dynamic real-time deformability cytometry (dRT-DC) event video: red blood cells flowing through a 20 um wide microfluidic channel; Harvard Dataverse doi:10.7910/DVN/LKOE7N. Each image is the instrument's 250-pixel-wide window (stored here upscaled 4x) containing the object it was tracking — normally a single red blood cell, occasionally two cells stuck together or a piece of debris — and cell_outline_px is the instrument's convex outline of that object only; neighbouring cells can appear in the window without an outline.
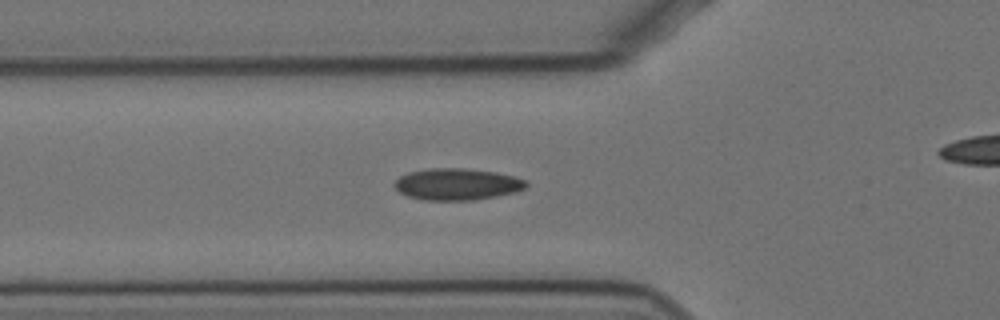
{"species": "Egyptian fruit bat (a non-hibernating species)", "species_latin": "Rousettus aegyptiacus", "temperature_condition": "cold", "stored_images_in_passage": 12, "camera_frame_rate_fps": 3000, "um_per_image_px": 0.085, "animal": {"sex": "female"}, "frame": {"image": 1, "passage_image": 10, "time_ms": 3.0, "image_size_px": [1000, 320], "cell_outline_px": [[528, 188], [516, 192], [496, 196], [472, 200], [424, 200], [408, 196], [400, 192], [392, 184], [400, 176], [408, 172], [428, 168], [464, 168], [496, 172], [516, 176], [528, 180]], "centroid_in_image_um": [38.9, 15.65], "position_along_channel_um": 86.9, "area_um2": 24.57}}